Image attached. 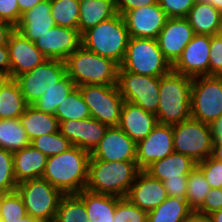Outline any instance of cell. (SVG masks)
Returning <instances> with one entry per match:
<instances>
[{
  "instance_id": "1",
  "label": "cell",
  "mask_w": 222,
  "mask_h": 222,
  "mask_svg": "<svg viewBox=\"0 0 222 222\" xmlns=\"http://www.w3.org/2000/svg\"><path fill=\"white\" fill-rule=\"evenodd\" d=\"M90 153L77 146L47 158L42 175L63 195L78 194L86 188Z\"/></svg>"
},
{
  "instance_id": "2",
  "label": "cell",
  "mask_w": 222,
  "mask_h": 222,
  "mask_svg": "<svg viewBox=\"0 0 222 222\" xmlns=\"http://www.w3.org/2000/svg\"><path fill=\"white\" fill-rule=\"evenodd\" d=\"M191 87L192 78L173 70L160 77L158 123L175 125L191 117Z\"/></svg>"
},
{
  "instance_id": "3",
  "label": "cell",
  "mask_w": 222,
  "mask_h": 222,
  "mask_svg": "<svg viewBox=\"0 0 222 222\" xmlns=\"http://www.w3.org/2000/svg\"><path fill=\"white\" fill-rule=\"evenodd\" d=\"M139 171L136 161L89 160L85 189L125 198Z\"/></svg>"
},
{
  "instance_id": "4",
  "label": "cell",
  "mask_w": 222,
  "mask_h": 222,
  "mask_svg": "<svg viewBox=\"0 0 222 222\" xmlns=\"http://www.w3.org/2000/svg\"><path fill=\"white\" fill-rule=\"evenodd\" d=\"M66 72L75 85H117L119 65L81 45L64 60Z\"/></svg>"
},
{
  "instance_id": "5",
  "label": "cell",
  "mask_w": 222,
  "mask_h": 222,
  "mask_svg": "<svg viewBox=\"0 0 222 222\" xmlns=\"http://www.w3.org/2000/svg\"><path fill=\"white\" fill-rule=\"evenodd\" d=\"M82 45L92 52L122 64L130 39L129 32L120 14L101 21L82 35Z\"/></svg>"
},
{
  "instance_id": "6",
  "label": "cell",
  "mask_w": 222,
  "mask_h": 222,
  "mask_svg": "<svg viewBox=\"0 0 222 222\" xmlns=\"http://www.w3.org/2000/svg\"><path fill=\"white\" fill-rule=\"evenodd\" d=\"M118 70L161 77L172 70V65L161 52L157 39L130 37L125 58Z\"/></svg>"
},
{
  "instance_id": "7",
  "label": "cell",
  "mask_w": 222,
  "mask_h": 222,
  "mask_svg": "<svg viewBox=\"0 0 222 222\" xmlns=\"http://www.w3.org/2000/svg\"><path fill=\"white\" fill-rule=\"evenodd\" d=\"M16 191L22 197L27 215L40 222H54L63 196L56 187L41 177L18 183Z\"/></svg>"
},
{
  "instance_id": "8",
  "label": "cell",
  "mask_w": 222,
  "mask_h": 222,
  "mask_svg": "<svg viewBox=\"0 0 222 222\" xmlns=\"http://www.w3.org/2000/svg\"><path fill=\"white\" fill-rule=\"evenodd\" d=\"M174 152L191 157L195 162L212 154L213 132L210 124L188 118L172 125Z\"/></svg>"
},
{
  "instance_id": "9",
  "label": "cell",
  "mask_w": 222,
  "mask_h": 222,
  "mask_svg": "<svg viewBox=\"0 0 222 222\" xmlns=\"http://www.w3.org/2000/svg\"><path fill=\"white\" fill-rule=\"evenodd\" d=\"M191 118L212 124L222 116V77L192 78Z\"/></svg>"
},
{
  "instance_id": "10",
  "label": "cell",
  "mask_w": 222,
  "mask_h": 222,
  "mask_svg": "<svg viewBox=\"0 0 222 222\" xmlns=\"http://www.w3.org/2000/svg\"><path fill=\"white\" fill-rule=\"evenodd\" d=\"M91 117L109 127L118 126L125 102L117 85L78 86Z\"/></svg>"
},
{
  "instance_id": "11",
  "label": "cell",
  "mask_w": 222,
  "mask_h": 222,
  "mask_svg": "<svg viewBox=\"0 0 222 222\" xmlns=\"http://www.w3.org/2000/svg\"><path fill=\"white\" fill-rule=\"evenodd\" d=\"M67 75L63 60L47 59L31 71L15 78L27 105H33Z\"/></svg>"
},
{
  "instance_id": "12",
  "label": "cell",
  "mask_w": 222,
  "mask_h": 222,
  "mask_svg": "<svg viewBox=\"0 0 222 222\" xmlns=\"http://www.w3.org/2000/svg\"><path fill=\"white\" fill-rule=\"evenodd\" d=\"M159 84L160 77L118 70L117 86L123 99L154 114L159 105Z\"/></svg>"
},
{
  "instance_id": "13",
  "label": "cell",
  "mask_w": 222,
  "mask_h": 222,
  "mask_svg": "<svg viewBox=\"0 0 222 222\" xmlns=\"http://www.w3.org/2000/svg\"><path fill=\"white\" fill-rule=\"evenodd\" d=\"M210 35L194 34L172 70L190 78L209 76Z\"/></svg>"
},
{
  "instance_id": "14",
  "label": "cell",
  "mask_w": 222,
  "mask_h": 222,
  "mask_svg": "<svg viewBox=\"0 0 222 222\" xmlns=\"http://www.w3.org/2000/svg\"><path fill=\"white\" fill-rule=\"evenodd\" d=\"M173 152L172 125L158 123L146 138L137 143V166L140 170H145L152 163Z\"/></svg>"
},
{
  "instance_id": "15",
  "label": "cell",
  "mask_w": 222,
  "mask_h": 222,
  "mask_svg": "<svg viewBox=\"0 0 222 222\" xmlns=\"http://www.w3.org/2000/svg\"><path fill=\"white\" fill-rule=\"evenodd\" d=\"M34 44L47 59L64 61L82 45V38L78 29L55 25Z\"/></svg>"
},
{
  "instance_id": "16",
  "label": "cell",
  "mask_w": 222,
  "mask_h": 222,
  "mask_svg": "<svg viewBox=\"0 0 222 222\" xmlns=\"http://www.w3.org/2000/svg\"><path fill=\"white\" fill-rule=\"evenodd\" d=\"M135 143L118 126L108 127L98 146L90 154L89 160L136 161Z\"/></svg>"
},
{
  "instance_id": "17",
  "label": "cell",
  "mask_w": 222,
  "mask_h": 222,
  "mask_svg": "<svg viewBox=\"0 0 222 222\" xmlns=\"http://www.w3.org/2000/svg\"><path fill=\"white\" fill-rule=\"evenodd\" d=\"M130 37L157 39L168 19L159 3L127 11L124 15Z\"/></svg>"
},
{
  "instance_id": "18",
  "label": "cell",
  "mask_w": 222,
  "mask_h": 222,
  "mask_svg": "<svg viewBox=\"0 0 222 222\" xmlns=\"http://www.w3.org/2000/svg\"><path fill=\"white\" fill-rule=\"evenodd\" d=\"M108 125L97 119L88 117L82 120H67L59 122V131L73 146L86 150L90 154L104 137Z\"/></svg>"
},
{
  "instance_id": "19",
  "label": "cell",
  "mask_w": 222,
  "mask_h": 222,
  "mask_svg": "<svg viewBox=\"0 0 222 222\" xmlns=\"http://www.w3.org/2000/svg\"><path fill=\"white\" fill-rule=\"evenodd\" d=\"M193 36V29L186 17L168 18L157 42L164 57L173 65Z\"/></svg>"
},
{
  "instance_id": "20",
  "label": "cell",
  "mask_w": 222,
  "mask_h": 222,
  "mask_svg": "<svg viewBox=\"0 0 222 222\" xmlns=\"http://www.w3.org/2000/svg\"><path fill=\"white\" fill-rule=\"evenodd\" d=\"M7 45L11 65V79L33 70L47 60L35 44L16 29L10 34Z\"/></svg>"
},
{
  "instance_id": "21",
  "label": "cell",
  "mask_w": 222,
  "mask_h": 222,
  "mask_svg": "<svg viewBox=\"0 0 222 222\" xmlns=\"http://www.w3.org/2000/svg\"><path fill=\"white\" fill-rule=\"evenodd\" d=\"M126 198L141 210L149 212L162 204L168 194L162 181L152 177L145 170H140Z\"/></svg>"
},
{
  "instance_id": "22",
  "label": "cell",
  "mask_w": 222,
  "mask_h": 222,
  "mask_svg": "<svg viewBox=\"0 0 222 222\" xmlns=\"http://www.w3.org/2000/svg\"><path fill=\"white\" fill-rule=\"evenodd\" d=\"M157 124L156 114L145 111L131 102H124L118 127L135 143L146 138Z\"/></svg>"
},
{
  "instance_id": "23",
  "label": "cell",
  "mask_w": 222,
  "mask_h": 222,
  "mask_svg": "<svg viewBox=\"0 0 222 222\" xmlns=\"http://www.w3.org/2000/svg\"><path fill=\"white\" fill-rule=\"evenodd\" d=\"M54 26L50 0H44L23 13L15 29L34 43L42 34L48 32Z\"/></svg>"
},
{
  "instance_id": "24",
  "label": "cell",
  "mask_w": 222,
  "mask_h": 222,
  "mask_svg": "<svg viewBox=\"0 0 222 222\" xmlns=\"http://www.w3.org/2000/svg\"><path fill=\"white\" fill-rule=\"evenodd\" d=\"M47 156L31 144L13 153L14 176L17 183L28 179L41 178Z\"/></svg>"
},
{
  "instance_id": "25",
  "label": "cell",
  "mask_w": 222,
  "mask_h": 222,
  "mask_svg": "<svg viewBox=\"0 0 222 222\" xmlns=\"http://www.w3.org/2000/svg\"><path fill=\"white\" fill-rule=\"evenodd\" d=\"M196 164L197 162L191 157L173 152L152 163L145 171L163 182L166 179L180 178V175H188L196 167Z\"/></svg>"
},
{
  "instance_id": "26",
  "label": "cell",
  "mask_w": 222,
  "mask_h": 222,
  "mask_svg": "<svg viewBox=\"0 0 222 222\" xmlns=\"http://www.w3.org/2000/svg\"><path fill=\"white\" fill-rule=\"evenodd\" d=\"M79 3L78 30L81 35L101 21L118 14L115 0H79Z\"/></svg>"
},
{
  "instance_id": "27",
  "label": "cell",
  "mask_w": 222,
  "mask_h": 222,
  "mask_svg": "<svg viewBox=\"0 0 222 222\" xmlns=\"http://www.w3.org/2000/svg\"><path fill=\"white\" fill-rule=\"evenodd\" d=\"M83 201L89 222H114L118 196L98 194L86 189L77 194Z\"/></svg>"
},
{
  "instance_id": "28",
  "label": "cell",
  "mask_w": 222,
  "mask_h": 222,
  "mask_svg": "<svg viewBox=\"0 0 222 222\" xmlns=\"http://www.w3.org/2000/svg\"><path fill=\"white\" fill-rule=\"evenodd\" d=\"M19 120L30 141L44 134L59 131V121L55 115L41 112L32 105L26 107Z\"/></svg>"
},
{
  "instance_id": "29",
  "label": "cell",
  "mask_w": 222,
  "mask_h": 222,
  "mask_svg": "<svg viewBox=\"0 0 222 222\" xmlns=\"http://www.w3.org/2000/svg\"><path fill=\"white\" fill-rule=\"evenodd\" d=\"M222 13L211 4L197 0L187 15L194 34L214 36Z\"/></svg>"
},
{
  "instance_id": "30",
  "label": "cell",
  "mask_w": 222,
  "mask_h": 222,
  "mask_svg": "<svg viewBox=\"0 0 222 222\" xmlns=\"http://www.w3.org/2000/svg\"><path fill=\"white\" fill-rule=\"evenodd\" d=\"M192 212L185 198L168 197L148 212L147 222H184Z\"/></svg>"
},
{
  "instance_id": "31",
  "label": "cell",
  "mask_w": 222,
  "mask_h": 222,
  "mask_svg": "<svg viewBox=\"0 0 222 222\" xmlns=\"http://www.w3.org/2000/svg\"><path fill=\"white\" fill-rule=\"evenodd\" d=\"M27 106L17 81L10 79L0 89V119L19 118Z\"/></svg>"
},
{
  "instance_id": "32",
  "label": "cell",
  "mask_w": 222,
  "mask_h": 222,
  "mask_svg": "<svg viewBox=\"0 0 222 222\" xmlns=\"http://www.w3.org/2000/svg\"><path fill=\"white\" fill-rule=\"evenodd\" d=\"M30 144L19 118L0 119V148L15 153Z\"/></svg>"
},
{
  "instance_id": "33",
  "label": "cell",
  "mask_w": 222,
  "mask_h": 222,
  "mask_svg": "<svg viewBox=\"0 0 222 222\" xmlns=\"http://www.w3.org/2000/svg\"><path fill=\"white\" fill-rule=\"evenodd\" d=\"M76 87L75 83L66 75L45 92L32 106L41 112L55 115L56 108Z\"/></svg>"
},
{
  "instance_id": "34",
  "label": "cell",
  "mask_w": 222,
  "mask_h": 222,
  "mask_svg": "<svg viewBox=\"0 0 222 222\" xmlns=\"http://www.w3.org/2000/svg\"><path fill=\"white\" fill-rule=\"evenodd\" d=\"M55 116L59 122L82 120L91 117L89 107L84 102L79 87H76L56 108Z\"/></svg>"
},
{
  "instance_id": "35",
  "label": "cell",
  "mask_w": 222,
  "mask_h": 222,
  "mask_svg": "<svg viewBox=\"0 0 222 222\" xmlns=\"http://www.w3.org/2000/svg\"><path fill=\"white\" fill-rule=\"evenodd\" d=\"M54 222H89L84 201L77 194L63 195Z\"/></svg>"
},
{
  "instance_id": "36",
  "label": "cell",
  "mask_w": 222,
  "mask_h": 222,
  "mask_svg": "<svg viewBox=\"0 0 222 222\" xmlns=\"http://www.w3.org/2000/svg\"><path fill=\"white\" fill-rule=\"evenodd\" d=\"M51 15L56 26L78 29L79 0H50Z\"/></svg>"
},
{
  "instance_id": "37",
  "label": "cell",
  "mask_w": 222,
  "mask_h": 222,
  "mask_svg": "<svg viewBox=\"0 0 222 222\" xmlns=\"http://www.w3.org/2000/svg\"><path fill=\"white\" fill-rule=\"evenodd\" d=\"M211 186L201 170L196 166L189 174L187 180L186 201L189 207L196 211L204 202Z\"/></svg>"
},
{
  "instance_id": "38",
  "label": "cell",
  "mask_w": 222,
  "mask_h": 222,
  "mask_svg": "<svg viewBox=\"0 0 222 222\" xmlns=\"http://www.w3.org/2000/svg\"><path fill=\"white\" fill-rule=\"evenodd\" d=\"M27 215L22 197L17 191L0 194V220L19 222Z\"/></svg>"
},
{
  "instance_id": "39",
  "label": "cell",
  "mask_w": 222,
  "mask_h": 222,
  "mask_svg": "<svg viewBox=\"0 0 222 222\" xmlns=\"http://www.w3.org/2000/svg\"><path fill=\"white\" fill-rule=\"evenodd\" d=\"M31 145L47 157L58 155L73 146L60 131L39 136L31 141Z\"/></svg>"
},
{
  "instance_id": "40",
  "label": "cell",
  "mask_w": 222,
  "mask_h": 222,
  "mask_svg": "<svg viewBox=\"0 0 222 222\" xmlns=\"http://www.w3.org/2000/svg\"><path fill=\"white\" fill-rule=\"evenodd\" d=\"M17 185L14 176L13 153L0 148V194L16 191Z\"/></svg>"
},
{
  "instance_id": "41",
  "label": "cell",
  "mask_w": 222,
  "mask_h": 222,
  "mask_svg": "<svg viewBox=\"0 0 222 222\" xmlns=\"http://www.w3.org/2000/svg\"><path fill=\"white\" fill-rule=\"evenodd\" d=\"M148 212L132 204L126 197L120 198L114 213V222H147Z\"/></svg>"
},
{
  "instance_id": "42",
  "label": "cell",
  "mask_w": 222,
  "mask_h": 222,
  "mask_svg": "<svg viewBox=\"0 0 222 222\" xmlns=\"http://www.w3.org/2000/svg\"><path fill=\"white\" fill-rule=\"evenodd\" d=\"M196 166L201 170L211 188H222V161L209 156L197 162Z\"/></svg>"
},
{
  "instance_id": "43",
  "label": "cell",
  "mask_w": 222,
  "mask_h": 222,
  "mask_svg": "<svg viewBox=\"0 0 222 222\" xmlns=\"http://www.w3.org/2000/svg\"><path fill=\"white\" fill-rule=\"evenodd\" d=\"M197 0H158L168 18L187 17Z\"/></svg>"
},
{
  "instance_id": "44",
  "label": "cell",
  "mask_w": 222,
  "mask_h": 222,
  "mask_svg": "<svg viewBox=\"0 0 222 222\" xmlns=\"http://www.w3.org/2000/svg\"><path fill=\"white\" fill-rule=\"evenodd\" d=\"M209 75H222V38L211 36Z\"/></svg>"
},
{
  "instance_id": "45",
  "label": "cell",
  "mask_w": 222,
  "mask_h": 222,
  "mask_svg": "<svg viewBox=\"0 0 222 222\" xmlns=\"http://www.w3.org/2000/svg\"><path fill=\"white\" fill-rule=\"evenodd\" d=\"M220 209H222V188H211L203 204L195 212L208 216Z\"/></svg>"
},
{
  "instance_id": "46",
  "label": "cell",
  "mask_w": 222,
  "mask_h": 222,
  "mask_svg": "<svg viewBox=\"0 0 222 222\" xmlns=\"http://www.w3.org/2000/svg\"><path fill=\"white\" fill-rule=\"evenodd\" d=\"M22 14L17 0H0V20H4L16 27Z\"/></svg>"
},
{
  "instance_id": "47",
  "label": "cell",
  "mask_w": 222,
  "mask_h": 222,
  "mask_svg": "<svg viewBox=\"0 0 222 222\" xmlns=\"http://www.w3.org/2000/svg\"><path fill=\"white\" fill-rule=\"evenodd\" d=\"M188 175L163 181L168 197L186 198Z\"/></svg>"
},
{
  "instance_id": "48",
  "label": "cell",
  "mask_w": 222,
  "mask_h": 222,
  "mask_svg": "<svg viewBox=\"0 0 222 222\" xmlns=\"http://www.w3.org/2000/svg\"><path fill=\"white\" fill-rule=\"evenodd\" d=\"M115 2L117 13L123 16L127 11L156 4L158 0H115Z\"/></svg>"
},
{
  "instance_id": "49",
  "label": "cell",
  "mask_w": 222,
  "mask_h": 222,
  "mask_svg": "<svg viewBox=\"0 0 222 222\" xmlns=\"http://www.w3.org/2000/svg\"><path fill=\"white\" fill-rule=\"evenodd\" d=\"M0 71L8 73L11 78V65L8 45H0Z\"/></svg>"
},
{
  "instance_id": "50",
  "label": "cell",
  "mask_w": 222,
  "mask_h": 222,
  "mask_svg": "<svg viewBox=\"0 0 222 222\" xmlns=\"http://www.w3.org/2000/svg\"><path fill=\"white\" fill-rule=\"evenodd\" d=\"M15 27L7 21L0 20V45H7L10 34Z\"/></svg>"
},
{
  "instance_id": "51",
  "label": "cell",
  "mask_w": 222,
  "mask_h": 222,
  "mask_svg": "<svg viewBox=\"0 0 222 222\" xmlns=\"http://www.w3.org/2000/svg\"><path fill=\"white\" fill-rule=\"evenodd\" d=\"M17 1L20 13L23 14L44 0H17Z\"/></svg>"
},
{
  "instance_id": "52",
  "label": "cell",
  "mask_w": 222,
  "mask_h": 222,
  "mask_svg": "<svg viewBox=\"0 0 222 222\" xmlns=\"http://www.w3.org/2000/svg\"><path fill=\"white\" fill-rule=\"evenodd\" d=\"M211 157L216 160L222 161V140L220 139L213 140Z\"/></svg>"
},
{
  "instance_id": "53",
  "label": "cell",
  "mask_w": 222,
  "mask_h": 222,
  "mask_svg": "<svg viewBox=\"0 0 222 222\" xmlns=\"http://www.w3.org/2000/svg\"><path fill=\"white\" fill-rule=\"evenodd\" d=\"M214 139L222 140V116L211 124Z\"/></svg>"
},
{
  "instance_id": "54",
  "label": "cell",
  "mask_w": 222,
  "mask_h": 222,
  "mask_svg": "<svg viewBox=\"0 0 222 222\" xmlns=\"http://www.w3.org/2000/svg\"><path fill=\"white\" fill-rule=\"evenodd\" d=\"M184 222H210L208 216L193 211Z\"/></svg>"
},
{
  "instance_id": "55",
  "label": "cell",
  "mask_w": 222,
  "mask_h": 222,
  "mask_svg": "<svg viewBox=\"0 0 222 222\" xmlns=\"http://www.w3.org/2000/svg\"><path fill=\"white\" fill-rule=\"evenodd\" d=\"M210 222H222V209L208 215Z\"/></svg>"
},
{
  "instance_id": "56",
  "label": "cell",
  "mask_w": 222,
  "mask_h": 222,
  "mask_svg": "<svg viewBox=\"0 0 222 222\" xmlns=\"http://www.w3.org/2000/svg\"><path fill=\"white\" fill-rule=\"evenodd\" d=\"M199 1L211 4L213 7H215L218 11L222 13V0H199Z\"/></svg>"
},
{
  "instance_id": "57",
  "label": "cell",
  "mask_w": 222,
  "mask_h": 222,
  "mask_svg": "<svg viewBox=\"0 0 222 222\" xmlns=\"http://www.w3.org/2000/svg\"><path fill=\"white\" fill-rule=\"evenodd\" d=\"M10 75L0 71V89L10 80Z\"/></svg>"
},
{
  "instance_id": "58",
  "label": "cell",
  "mask_w": 222,
  "mask_h": 222,
  "mask_svg": "<svg viewBox=\"0 0 222 222\" xmlns=\"http://www.w3.org/2000/svg\"><path fill=\"white\" fill-rule=\"evenodd\" d=\"M19 222H40V221L35 218H32L30 215H26Z\"/></svg>"
},
{
  "instance_id": "59",
  "label": "cell",
  "mask_w": 222,
  "mask_h": 222,
  "mask_svg": "<svg viewBox=\"0 0 222 222\" xmlns=\"http://www.w3.org/2000/svg\"><path fill=\"white\" fill-rule=\"evenodd\" d=\"M216 36L219 37V38H222V15H221V18H220V22H219V25H218V30H217Z\"/></svg>"
}]
</instances>
